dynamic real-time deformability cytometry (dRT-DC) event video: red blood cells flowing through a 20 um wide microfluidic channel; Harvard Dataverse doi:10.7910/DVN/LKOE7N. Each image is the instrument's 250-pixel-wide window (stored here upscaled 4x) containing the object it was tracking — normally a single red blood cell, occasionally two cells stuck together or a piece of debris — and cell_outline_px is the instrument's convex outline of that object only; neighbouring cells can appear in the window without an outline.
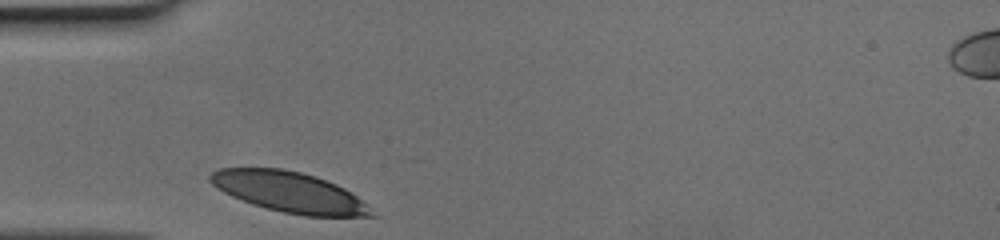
{"species": "human", "species_latin": "Homo sapiens", "temperature_condition": "cold", "stored_images_in_passage": 25, "camera_frame_rate_fps": 3000, "um_per_image_px": 0.085, "donor": {"sex": "female"}, "frame": {"image": 1, "passage_image": 1, "time_ms": 0.0, "image_size_px": [1000, 240], "cell_outline_px": [[380, 216], [304, 216], [284, 212], [252, 204], [232, 196], [224, 192], [212, 184], [208, 180], [208, 176], [212, 172], [220, 168], [280, 168], [300, 172], [316, 176], [336, 184], [352, 192], [368, 204]], "centroid_in_image_um": [24.64, 16.33], "position_along_channel_um": 60.4, "area_um2": 38.09}}
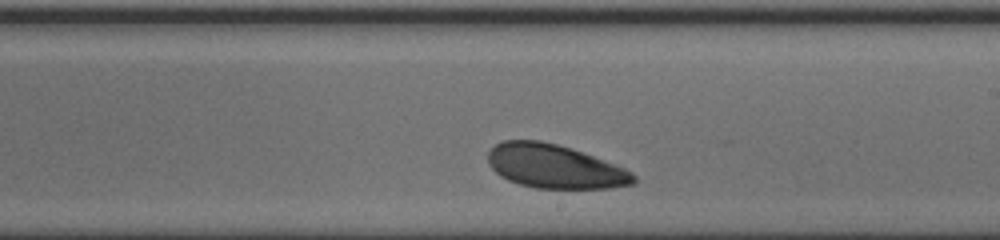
{"frame": {"image": 2, "passage_image": 15, "time_ms": 4.667, "image_size_px": [1000, 240], "cell_outline_px": [[636, 184], [612, 188], [536, 188], [520, 184], [508, 180], [500, 176], [488, 164], [488, 152], [496, 144], [504, 140], [540, 140], [572, 148], [624, 168], [632, 172], [636, 176]], "centroid_in_image_um": [47.15, 14.15], "position_along_channel_um": 241.8, "area_um2": 37.11}}
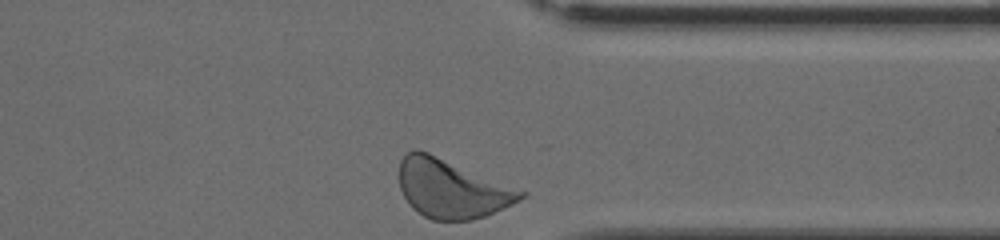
{"frame": {"image": 3, "passage_image": 25, "time_ms": 8.0, "image_size_px": [1000, 240], "cell_outline_px": [[528, 192], [520, 200], [504, 208], [484, 216], [472, 220], [432, 220], [416, 212], [408, 204], [400, 188], [400, 160], [408, 152], [416, 148], [428, 152]], "centroid_in_image_um": [38.38, 16.04], "position_along_channel_um": 373.0, "area_um2": 41.38}}